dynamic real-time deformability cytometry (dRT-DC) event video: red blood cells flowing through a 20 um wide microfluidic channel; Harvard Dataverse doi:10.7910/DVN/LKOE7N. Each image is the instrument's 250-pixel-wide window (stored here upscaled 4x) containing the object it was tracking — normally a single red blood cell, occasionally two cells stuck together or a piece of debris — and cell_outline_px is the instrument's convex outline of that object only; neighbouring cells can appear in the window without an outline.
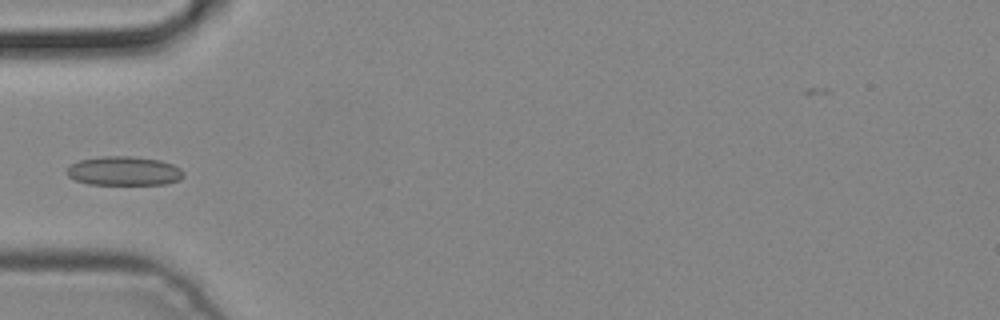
{"species": "common noctule bat (a hibernating species)", "species_latin": "Nyctalus noctula", "temperature_condition": "cold", "stored_images_in_passage": 6, "camera_frame_rate_fps": 3000, "um_per_image_px": 0.085, "animal": {"sex": "male", "body_mass_g": 19.2, "forearm_length_mm": 51.8}, "frame": {"image": 1, "passage_image": 5, "time_ms": 1.333, "image_size_px": [1000, 320], "cell_outline_px": [[184, 176], [180, 180], [168, 184], [88, 184], [76, 180], [68, 176], [64, 172], [72, 164], [80, 160], [100, 156], [132, 156], [160, 160], [172, 164], [180, 168], [184, 172]], "centroid_in_image_um": [10.56, 14.53], "position_along_channel_um": 74.4, "area_um2": 19.88}}
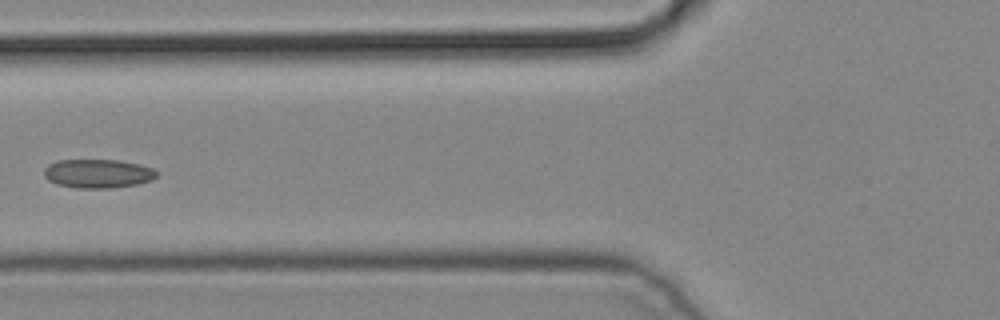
{"frame": {"image": 2, "passage_image": 6, "time_ms": 1.667, "image_size_px": [1000, 320], "cell_outline_px": [[156, 176], [152, 180], [136, 184], [112, 188], [76, 188], [56, 184], [48, 180], [44, 176], [44, 168], [48, 164], [60, 160], [120, 160], [140, 164], [152, 168], [156, 172]], "centroid_in_image_um": [8.3, 14.75], "position_along_channel_um": 117.5, "area_um2": 18.96}}